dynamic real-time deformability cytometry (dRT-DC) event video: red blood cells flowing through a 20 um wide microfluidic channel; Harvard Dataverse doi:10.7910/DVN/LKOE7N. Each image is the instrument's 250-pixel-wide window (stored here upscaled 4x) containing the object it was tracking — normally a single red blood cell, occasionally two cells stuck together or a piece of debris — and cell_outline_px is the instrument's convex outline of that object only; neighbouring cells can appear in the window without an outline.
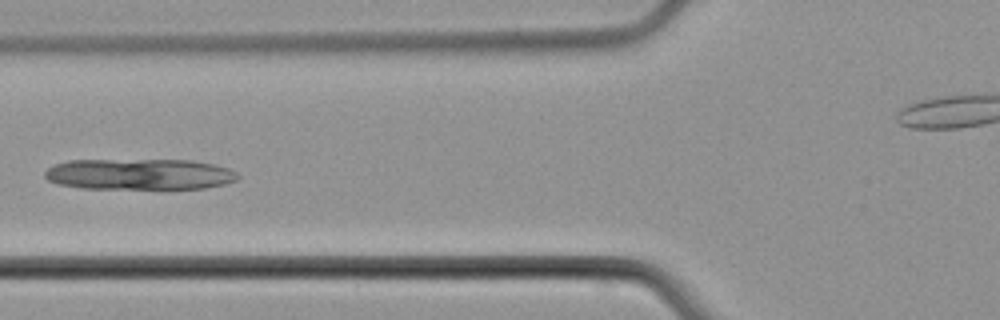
{"species": "common noctule bat (a hibernating species)", "species_latin": "Nyctalus noctula", "temperature_condition": "cold", "stored_images_in_passage": 6, "camera_frame_rate_fps": 3000, "um_per_image_px": 0.085, "animal": {"sex": "male", "body_mass_g": 21.5, "forearm_length_mm": 52.0}, "frame": {"image": 1, "passage_image": 6, "time_ms": 6.333, "image_size_px": [1000, 320], "cell_outline_px": [[240, 176], [236, 180], [224, 184], [204, 188], [80, 188], [60, 184], [48, 180], [44, 176], [44, 172], [48, 168], [56, 164], [68, 160], [192, 160], [212, 164], [228, 168], [236, 172]], "centroid_in_image_um": [11.85, 14.8], "position_along_channel_um": 114.0, "area_um2": 34.68}}